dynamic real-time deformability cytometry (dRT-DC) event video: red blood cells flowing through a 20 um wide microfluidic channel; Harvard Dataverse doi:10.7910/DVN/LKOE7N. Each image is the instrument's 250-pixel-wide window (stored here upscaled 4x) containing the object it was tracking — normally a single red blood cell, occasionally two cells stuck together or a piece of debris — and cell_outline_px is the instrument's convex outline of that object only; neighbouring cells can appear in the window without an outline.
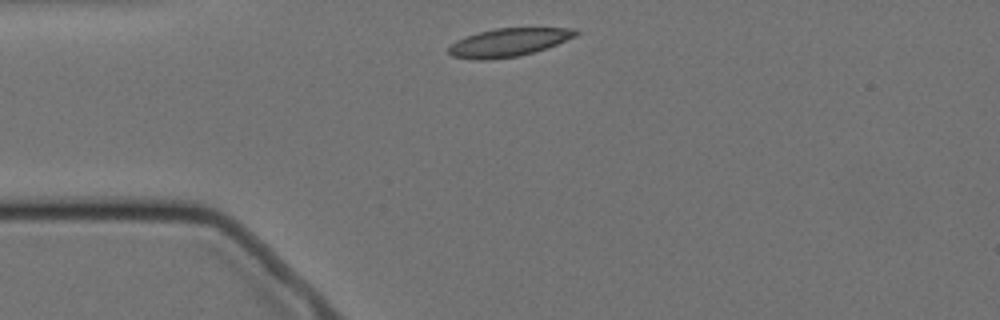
{"species": "Egyptian fruit bat (a non-hibernating species)", "species_latin": "Rousettus aegyptiacus", "temperature_condition": "cold", "stored_images_in_passage": 2, "camera_frame_rate_fps": 3000, "um_per_image_px": 0.085, "animal": {"sex": "female"}, "frame": {"image": 1, "passage_image": 1, "time_ms": 0.0, "image_size_px": [1000, 320], "cell_outline_px": [[580, 32], [576, 36], [556, 44], [532, 52], [516, 56], [484, 60], [476, 60], [452, 56], [448, 52], [448, 48], [456, 40], [480, 32], [496, 28], [576, 28]], "centroid_in_image_um": [43.23, 3.6], "position_along_channel_um": 41.8, "area_um2": 20.52}}